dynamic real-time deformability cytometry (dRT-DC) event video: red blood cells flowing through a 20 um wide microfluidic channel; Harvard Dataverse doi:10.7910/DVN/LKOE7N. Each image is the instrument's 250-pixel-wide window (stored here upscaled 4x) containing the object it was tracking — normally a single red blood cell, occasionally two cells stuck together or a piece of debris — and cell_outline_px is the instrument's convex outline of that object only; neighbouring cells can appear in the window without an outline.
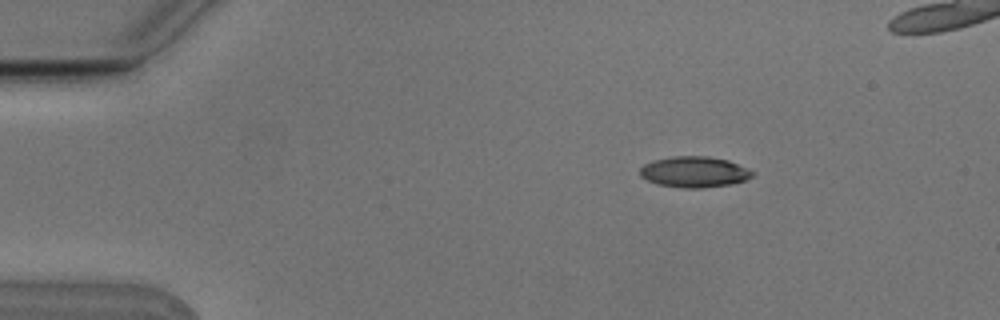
{"species": "Egyptian fruit bat (a non-hibernating species)", "species_latin": "Rousettus aegyptiacus", "temperature_condition": "cold", "stored_images_in_passage": 5, "camera_frame_rate_fps": 3000, "um_per_image_px": 0.085, "animal": {"sex": "male"}, "frame": {"image": 1, "passage_image": 2, "time_ms": 0.333, "image_size_px": [1000, 320], "cell_outline_px": [[756, 172], [752, 176], [744, 180], [732, 184], [704, 188], [684, 188], [656, 184], [640, 176], [640, 168], [644, 164], [652, 160], [672, 156], [708, 156], [728, 160], [748, 168]], "centroid_in_image_um": [59.01, 14.61], "position_along_channel_um": 26.0, "area_um2": 20.4}}